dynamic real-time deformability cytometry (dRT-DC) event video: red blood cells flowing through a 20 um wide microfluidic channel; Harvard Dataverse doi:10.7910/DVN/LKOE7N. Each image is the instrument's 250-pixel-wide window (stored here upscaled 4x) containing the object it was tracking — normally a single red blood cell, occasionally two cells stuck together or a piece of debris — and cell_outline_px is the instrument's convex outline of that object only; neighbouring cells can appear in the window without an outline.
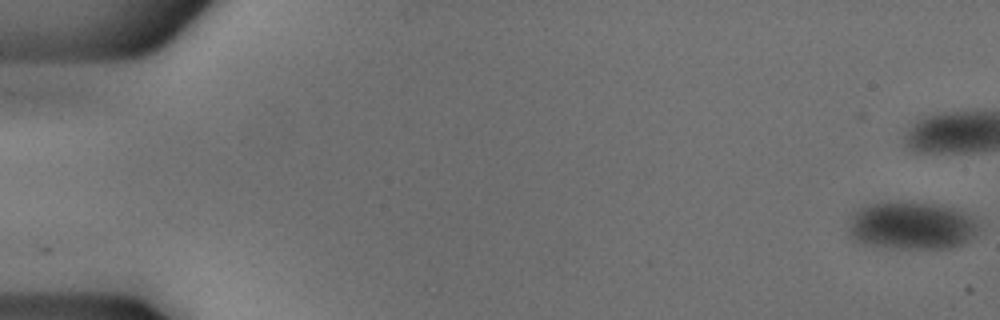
{"species": "common noctule bat (a hibernating species)", "species_latin": "Nyctalus noctula", "temperature_condition": "cold", "stored_images_in_passage": 13, "camera_frame_rate_fps": 3000, "um_per_image_px": 0.085, "animal": {"sex": "male", "body_mass_g": 18.8}, "frame": {"image": 1, "passage_image": 1, "time_ms": 0.0, "image_size_px": [1000, 320], "cell_outline_px": [[976, 232], [968, 240], [960, 244], [948, 248], [888, 248], [860, 244], [852, 240], [848, 236], [848, 216], [852, 212], [864, 204], [884, 200], [900, 200], [932, 204], [952, 208], [964, 212], [976, 224]], "centroid_in_image_um": [77.29, 19.15], "position_along_channel_um": 7.7, "area_um2": 36.99}}